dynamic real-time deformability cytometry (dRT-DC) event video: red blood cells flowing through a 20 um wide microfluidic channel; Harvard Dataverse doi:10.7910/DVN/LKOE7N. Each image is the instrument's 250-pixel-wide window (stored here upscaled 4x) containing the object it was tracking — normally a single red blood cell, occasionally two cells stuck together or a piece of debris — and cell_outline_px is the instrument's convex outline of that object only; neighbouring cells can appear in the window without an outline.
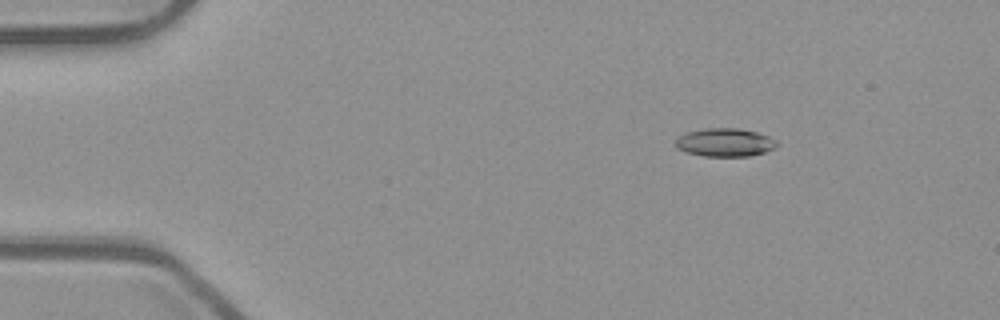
{"species": "common noctule bat (a hibernating species)", "species_latin": "Nyctalus noctula", "temperature_condition": "room temperature", "stored_images_in_passage": 14, "camera_frame_rate_fps": 3000, "um_per_image_px": 0.085, "animal": {"sex": "male", "body_mass_g": 23.1, "forearm_length_mm": 52.7}, "frame": {"image": 1, "passage_image": 8, "time_ms": 2.333, "image_size_px": [1000, 320], "cell_outline_px": [[780, 144], [776, 148], [764, 152], [748, 156], [704, 156], [684, 152], [676, 148], [676, 136], [688, 132], [704, 128], [736, 128], [756, 132], [768, 136], [776, 140]], "centroid_in_image_um": [61.61, 12.11], "position_along_channel_um": 23.4, "area_um2": 16.82}}